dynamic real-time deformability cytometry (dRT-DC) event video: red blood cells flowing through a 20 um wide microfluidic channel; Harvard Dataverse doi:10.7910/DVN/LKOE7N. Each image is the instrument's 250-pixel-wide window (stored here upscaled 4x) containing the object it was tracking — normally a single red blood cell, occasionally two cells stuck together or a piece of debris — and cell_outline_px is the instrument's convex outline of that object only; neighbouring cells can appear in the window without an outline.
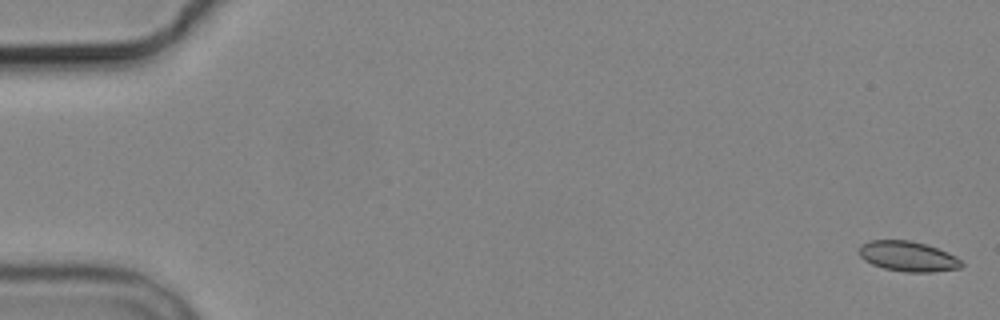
{"species": "common noctule bat (a hibernating species)", "species_latin": "Nyctalus noctula", "temperature_condition": "cold", "stored_images_in_passage": 6, "camera_frame_rate_fps": 3000, "um_per_image_px": 0.085, "animal": {"sex": "male", "body_mass_g": 19.2, "forearm_length_mm": 51.8}, "frame": {"image": 1, "passage_image": 1, "time_ms": 0.0, "image_size_px": [1000, 320], "cell_outline_px": [[964, 264], [960, 268], [932, 272], [904, 272], [884, 268], [872, 264], [864, 260], [860, 256], [860, 244], [872, 240], [908, 240], [924, 244], [948, 252], [956, 256]], "centroid_in_image_um": [77.18, 21.79], "position_along_channel_um": 7.8, "area_um2": 17.92}}
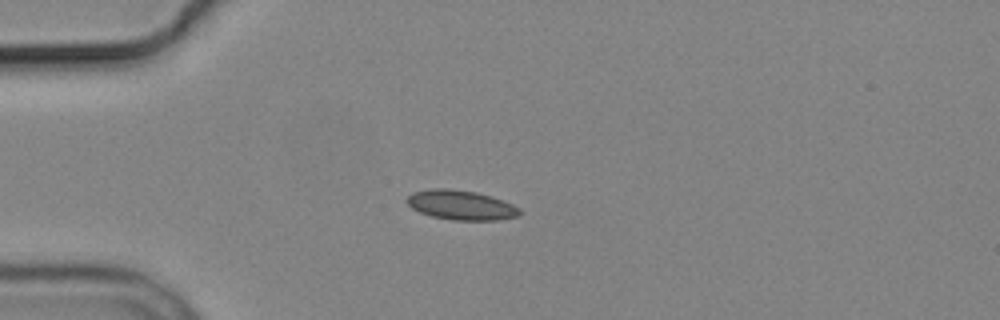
{"frame": {"image": 2, "passage_image": 5, "time_ms": 4.667, "image_size_px": [1000, 320], "cell_outline_px": [[520, 212], [516, 216], [496, 220], [452, 220], [432, 216], [420, 212], [412, 208], [404, 200], [412, 192], [432, 188], [448, 188], [476, 192], [492, 196], [512, 204], [520, 208]], "centroid_in_image_um": [39.15, 17.42], "position_along_channel_um": 45.9, "area_um2": 19.42}}